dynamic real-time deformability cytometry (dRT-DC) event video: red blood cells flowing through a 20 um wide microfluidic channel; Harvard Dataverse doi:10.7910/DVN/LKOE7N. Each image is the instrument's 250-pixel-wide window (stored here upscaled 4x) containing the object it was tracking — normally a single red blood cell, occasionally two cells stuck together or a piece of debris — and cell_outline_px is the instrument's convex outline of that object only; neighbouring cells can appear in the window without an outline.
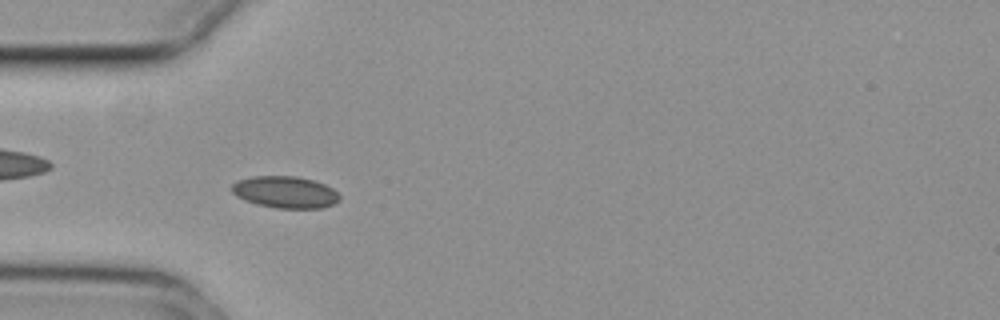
{"species": "common noctule bat (a hibernating species)", "species_latin": "Nyctalus noctula", "temperature_condition": "cold", "stored_images_in_passage": 50, "camera_frame_rate_fps": 3000, "um_per_image_px": 0.085, "animal": {"sex": "female", "body_mass_g": 29.2, "forearm_length_mm": 56.3}, "frame": {"image": 1, "passage_image": 12, "time_ms": 3.667, "image_size_px": [1000, 320], "cell_outline_px": [[340, 200], [332, 204], [320, 208], [276, 208], [256, 204], [244, 200], [236, 196], [232, 192], [232, 184], [236, 180], [252, 176], [296, 176], [312, 180], [324, 184], [332, 188], [340, 196]], "centroid_in_image_um": [24.21, 16.33], "position_along_channel_um": 60.8, "area_um2": 20.0}}
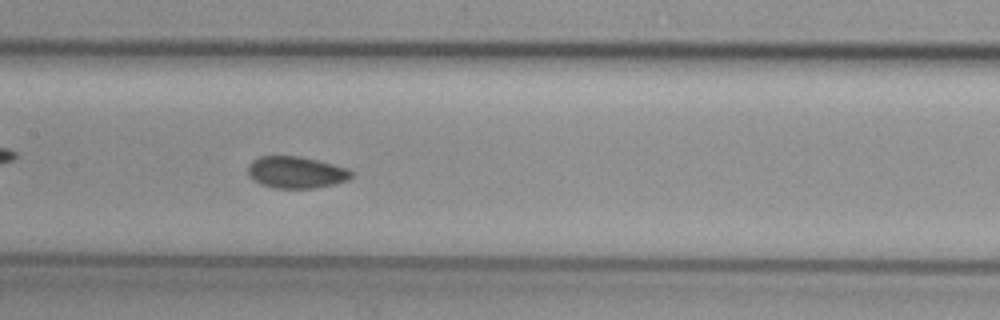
{"frame": {"image": 2, "passage_image": 22, "time_ms": 7.0, "image_size_px": [1000, 320], "cell_outline_px": [[352, 176], [348, 180], [336, 184], [316, 188], [276, 188], [260, 184], [252, 180], [248, 176], [248, 164], [252, 160], [260, 156], [296, 156], [316, 160], [348, 168], [352, 172]], "centroid_in_image_um": [25.15, 14.66], "position_along_channel_um": 182.3, "area_um2": 19.25}}
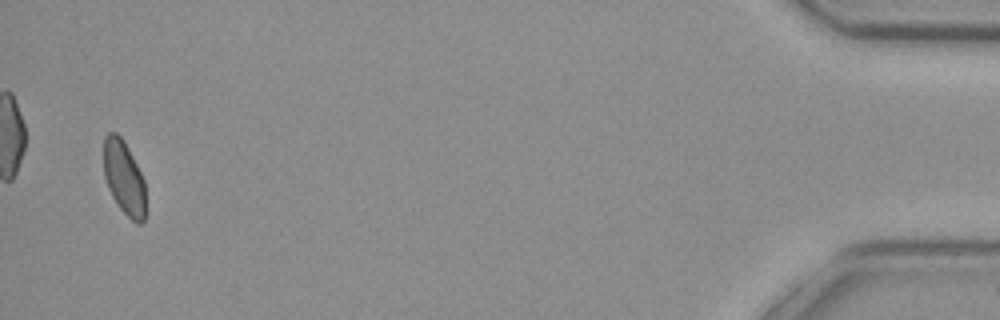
{"frame": {"image": 3, "passage_image": 49, "time_ms": 16.0, "image_size_px": [1000, 320], "cell_outline_px": [[144, 220], [140, 224], [136, 224], [120, 208], [112, 196], [108, 188], [104, 176], [104, 136], [108, 132], [116, 132], [124, 140], [144, 180]], "centroid_in_image_um": [10.52, 15.08], "position_along_channel_um": 424.7, "area_um2": 17.86}, "authors_computed_cell_mechanics": {"area_um2": 19.3919, "velocity_mm_per_s": 3.7128, "shape_relaxation_time_tau1_ms": null, "shape_relaxation_time_tau2_ms": 4.4513, "deformation_change_tau1": null, "deformation_change_tau2": 0.0523}}